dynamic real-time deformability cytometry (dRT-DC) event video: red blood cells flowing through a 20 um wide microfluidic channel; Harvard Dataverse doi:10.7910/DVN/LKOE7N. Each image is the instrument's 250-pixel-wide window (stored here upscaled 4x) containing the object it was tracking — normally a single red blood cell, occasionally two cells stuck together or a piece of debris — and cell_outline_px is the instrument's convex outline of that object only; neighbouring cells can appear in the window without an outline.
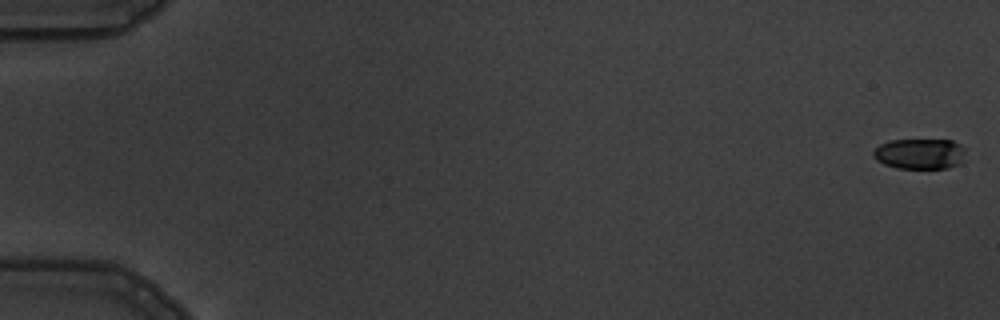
{"species": "common noctule bat (a hibernating species)", "species_latin": "Nyctalus noctula", "temperature_condition": "warm", "stored_images_in_passage": 8, "camera_frame_rate_fps": 3000, "um_per_image_px": 0.085, "animal": {"sex": "male", "body_mass_g": 19.5, "forearm_length_mm": 54.6}, "frame": {"image": 1, "passage_image": 1, "time_ms": 0.0, "image_size_px": [1000, 320], "cell_outline_px": [[964, 152], [960, 164], [948, 168], [896, 168], [884, 164], [876, 160], [872, 156], [872, 152], [880, 144], [888, 140], [952, 140], [960, 144], [964, 148]], "centroid_in_image_um": [78.15, 13.07], "position_along_channel_um": 6.8, "area_um2": 16.47}}
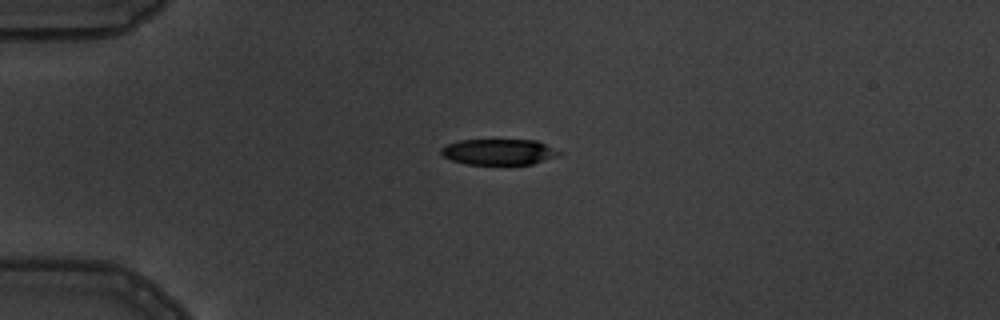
{"frame": {"image": 2, "passage_image": 5, "time_ms": 4.667, "image_size_px": [1000, 320], "cell_outline_px": [[564, 152], [560, 156], [532, 164], [464, 164], [452, 160], [444, 156], [440, 152], [440, 148], [448, 144], [460, 140], [536, 140]], "centroid_in_image_um": [42.44, 12.91], "position_along_channel_um": 42.6, "area_um2": 17.86}}